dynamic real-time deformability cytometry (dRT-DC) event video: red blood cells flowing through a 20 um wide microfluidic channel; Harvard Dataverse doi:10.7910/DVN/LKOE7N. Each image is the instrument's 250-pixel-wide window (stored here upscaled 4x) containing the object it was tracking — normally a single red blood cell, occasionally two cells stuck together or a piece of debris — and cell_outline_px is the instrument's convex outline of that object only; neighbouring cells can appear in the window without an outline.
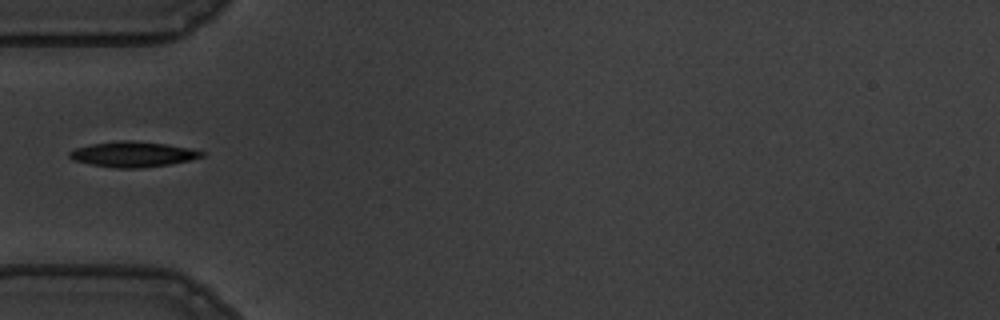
{"species": "common noctule bat (a hibernating species)", "species_latin": "Nyctalus noctula", "temperature_condition": "warm", "stored_images_in_passage": 39, "camera_frame_rate_fps": 3000, "um_per_image_px": 0.085, "animal": {"sex": "male", "body_mass_g": 19.5, "forearm_length_mm": 54.6}, "frame": {"image": 1, "passage_image": 1, "time_ms": 0.0, "image_size_px": [1000, 320], "cell_outline_px": [[204, 156], [188, 160], [168, 164], [140, 168], [116, 168], [92, 164], [72, 160], [68, 156], [68, 152], [76, 148], [92, 144], [120, 140], [128, 140], [164, 144], [188, 148], [204, 152]], "centroid_in_image_um": [11.25, 13.11], "position_along_channel_um": 73.8, "area_um2": 19.19}}
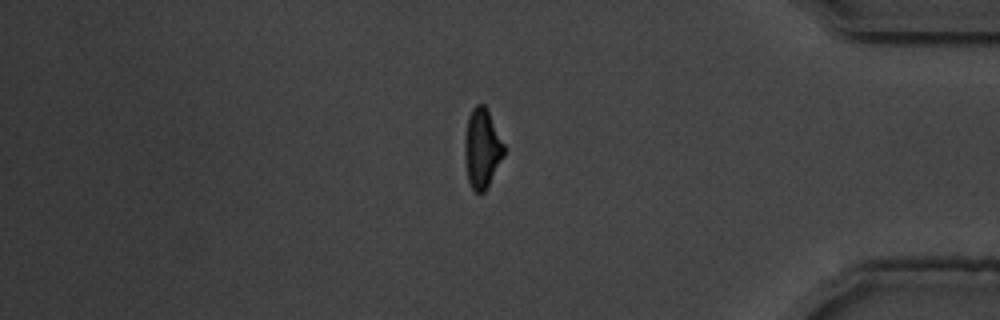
{"frame": {"image": 2, "passage_image": 30, "time_ms": 9.667, "image_size_px": [1000, 320], "cell_outline_px": [[504, 156], [484, 192], [476, 192], [472, 188], [468, 180], [464, 156], [464, 140], [468, 116], [472, 108], [476, 104], [484, 104], [504, 144]], "centroid_in_image_um": [40.95, 12.61], "position_along_channel_um": 394.2, "area_um2": 17.98}}
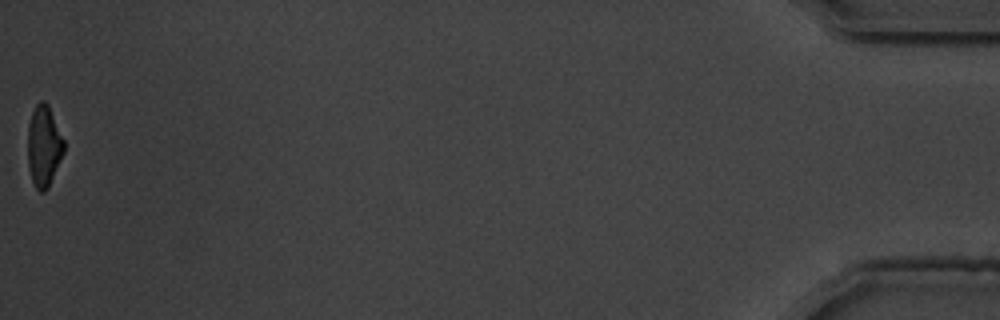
{"frame": {"image": 3, "passage_image": 39, "time_ms": 12.667, "image_size_px": [1000, 320], "cell_outline_px": [[64, 152], [48, 188], [44, 192], [40, 192], [36, 188], [32, 180], [28, 164], [28, 124], [32, 112], [36, 104], [40, 100], [44, 100], [48, 104], [64, 140]], "centroid_in_image_um": [3.72, 12.4], "position_along_channel_um": 431.5, "area_um2": 17.05}}